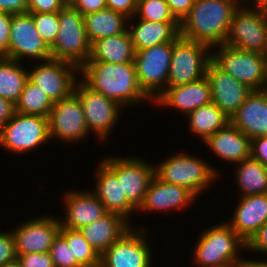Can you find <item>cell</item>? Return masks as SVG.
I'll return each instance as SVG.
<instances>
[{
  "label": "cell",
  "mask_w": 267,
  "mask_h": 267,
  "mask_svg": "<svg viewBox=\"0 0 267 267\" xmlns=\"http://www.w3.org/2000/svg\"><path fill=\"white\" fill-rule=\"evenodd\" d=\"M1 267H22L20 261L18 260V258H16L13 261L7 262L6 264H4Z\"/></svg>",
  "instance_id": "f5cc1de1"
},
{
  "label": "cell",
  "mask_w": 267,
  "mask_h": 267,
  "mask_svg": "<svg viewBox=\"0 0 267 267\" xmlns=\"http://www.w3.org/2000/svg\"><path fill=\"white\" fill-rule=\"evenodd\" d=\"M251 252H260L267 255V221L258 229L247 242V248Z\"/></svg>",
  "instance_id": "7bdbcfd3"
},
{
  "label": "cell",
  "mask_w": 267,
  "mask_h": 267,
  "mask_svg": "<svg viewBox=\"0 0 267 267\" xmlns=\"http://www.w3.org/2000/svg\"><path fill=\"white\" fill-rule=\"evenodd\" d=\"M63 7L60 0H28L29 13L59 12Z\"/></svg>",
  "instance_id": "60d3db41"
},
{
  "label": "cell",
  "mask_w": 267,
  "mask_h": 267,
  "mask_svg": "<svg viewBox=\"0 0 267 267\" xmlns=\"http://www.w3.org/2000/svg\"><path fill=\"white\" fill-rule=\"evenodd\" d=\"M94 194L107 212L115 213L127 220L137 208L127 199L118 177L103 163L97 168Z\"/></svg>",
  "instance_id": "603a6c76"
},
{
  "label": "cell",
  "mask_w": 267,
  "mask_h": 267,
  "mask_svg": "<svg viewBox=\"0 0 267 267\" xmlns=\"http://www.w3.org/2000/svg\"><path fill=\"white\" fill-rule=\"evenodd\" d=\"M194 260L199 267H221L242 264L238 250H247V243L228 223L207 228L194 247Z\"/></svg>",
  "instance_id": "3957f363"
},
{
  "label": "cell",
  "mask_w": 267,
  "mask_h": 267,
  "mask_svg": "<svg viewBox=\"0 0 267 267\" xmlns=\"http://www.w3.org/2000/svg\"><path fill=\"white\" fill-rule=\"evenodd\" d=\"M36 29L43 40L51 47L59 31L58 12L52 13H31Z\"/></svg>",
  "instance_id": "d590c367"
},
{
  "label": "cell",
  "mask_w": 267,
  "mask_h": 267,
  "mask_svg": "<svg viewBox=\"0 0 267 267\" xmlns=\"http://www.w3.org/2000/svg\"><path fill=\"white\" fill-rule=\"evenodd\" d=\"M83 16L106 9V0H76L72 6Z\"/></svg>",
  "instance_id": "bcb514c9"
},
{
  "label": "cell",
  "mask_w": 267,
  "mask_h": 267,
  "mask_svg": "<svg viewBox=\"0 0 267 267\" xmlns=\"http://www.w3.org/2000/svg\"><path fill=\"white\" fill-rule=\"evenodd\" d=\"M237 186L243 196L267 193V167L249 157L237 163Z\"/></svg>",
  "instance_id": "4dcf8cb0"
},
{
  "label": "cell",
  "mask_w": 267,
  "mask_h": 267,
  "mask_svg": "<svg viewBox=\"0 0 267 267\" xmlns=\"http://www.w3.org/2000/svg\"><path fill=\"white\" fill-rule=\"evenodd\" d=\"M22 267H54L50 252L17 255Z\"/></svg>",
  "instance_id": "f35d334b"
},
{
  "label": "cell",
  "mask_w": 267,
  "mask_h": 267,
  "mask_svg": "<svg viewBox=\"0 0 267 267\" xmlns=\"http://www.w3.org/2000/svg\"><path fill=\"white\" fill-rule=\"evenodd\" d=\"M242 267H267V260H246L244 258V261L242 263Z\"/></svg>",
  "instance_id": "681fc988"
},
{
  "label": "cell",
  "mask_w": 267,
  "mask_h": 267,
  "mask_svg": "<svg viewBox=\"0 0 267 267\" xmlns=\"http://www.w3.org/2000/svg\"><path fill=\"white\" fill-rule=\"evenodd\" d=\"M65 214L60 220L63 228L79 230L88 224L100 219L108 212L94 192L69 191L64 194Z\"/></svg>",
  "instance_id": "ffe728a7"
},
{
  "label": "cell",
  "mask_w": 267,
  "mask_h": 267,
  "mask_svg": "<svg viewBox=\"0 0 267 267\" xmlns=\"http://www.w3.org/2000/svg\"><path fill=\"white\" fill-rule=\"evenodd\" d=\"M12 14L0 12V57L8 58V44Z\"/></svg>",
  "instance_id": "ab89813d"
},
{
  "label": "cell",
  "mask_w": 267,
  "mask_h": 267,
  "mask_svg": "<svg viewBox=\"0 0 267 267\" xmlns=\"http://www.w3.org/2000/svg\"><path fill=\"white\" fill-rule=\"evenodd\" d=\"M260 94L265 98L267 101V78L266 80L261 84L259 90Z\"/></svg>",
  "instance_id": "816d5d0a"
},
{
  "label": "cell",
  "mask_w": 267,
  "mask_h": 267,
  "mask_svg": "<svg viewBox=\"0 0 267 267\" xmlns=\"http://www.w3.org/2000/svg\"><path fill=\"white\" fill-rule=\"evenodd\" d=\"M128 224V221L122 216L108 212L79 231L94 250L101 255L131 228Z\"/></svg>",
  "instance_id": "484cf974"
},
{
  "label": "cell",
  "mask_w": 267,
  "mask_h": 267,
  "mask_svg": "<svg viewBox=\"0 0 267 267\" xmlns=\"http://www.w3.org/2000/svg\"><path fill=\"white\" fill-rule=\"evenodd\" d=\"M80 72L87 87L121 106L151 100L138 84L134 62H86Z\"/></svg>",
  "instance_id": "7a4b0ae2"
},
{
  "label": "cell",
  "mask_w": 267,
  "mask_h": 267,
  "mask_svg": "<svg viewBox=\"0 0 267 267\" xmlns=\"http://www.w3.org/2000/svg\"><path fill=\"white\" fill-rule=\"evenodd\" d=\"M50 255L53 260L54 267H81L66 241L59 233L52 243Z\"/></svg>",
  "instance_id": "8d00e7d4"
},
{
  "label": "cell",
  "mask_w": 267,
  "mask_h": 267,
  "mask_svg": "<svg viewBox=\"0 0 267 267\" xmlns=\"http://www.w3.org/2000/svg\"><path fill=\"white\" fill-rule=\"evenodd\" d=\"M121 182L123 193L138 209L143 203L149 184L155 176V165L151 166L136 157H105L101 160Z\"/></svg>",
  "instance_id": "8fae6325"
},
{
  "label": "cell",
  "mask_w": 267,
  "mask_h": 267,
  "mask_svg": "<svg viewBox=\"0 0 267 267\" xmlns=\"http://www.w3.org/2000/svg\"><path fill=\"white\" fill-rule=\"evenodd\" d=\"M136 15L151 22H179L165 0H138Z\"/></svg>",
  "instance_id": "e575fe53"
},
{
  "label": "cell",
  "mask_w": 267,
  "mask_h": 267,
  "mask_svg": "<svg viewBox=\"0 0 267 267\" xmlns=\"http://www.w3.org/2000/svg\"><path fill=\"white\" fill-rule=\"evenodd\" d=\"M127 21L128 17L108 8L85 15L84 24L90 44L123 33L127 30V25H130Z\"/></svg>",
  "instance_id": "f1b7e54d"
},
{
  "label": "cell",
  "mask_w": 267,
  "mask_h": 267,
  "mask_svg": "<svg viewBox=\"0 0 267 267\" xmlns=\"http://www.w3.org/2000/svg\"><path fill=\"white\" fill-rule=\"evenodd\" d=\"M138 0H106V7L119 12L130 20L135 17Z\"/></svg>",
  "instance_id": "b9f144b4"
},
{
  "label": "cell",
  "mask_w": 267,
  "mask_h": 267,
  "mask_svg": "<svg viewBox=\"0 0 267 267\" xmlns=\"http://www.w3.org/2000/svg\"><path fill=\"white\" fill-rule=\"evenodd\" d=\"M206 77L211 86L212 102L229 118L253 91L222 71L212 61L208 64Z\"/></svg>",
  "instance_id": "ac0fdd59"
},
{
  "label": "cell",
  "mask_w": 267,
  "mask_h": 267,
  "mask_svg": "<svg viewBox=\"0 0 267 267\" xmlns=\"http://www.w3.org/2000/svg\"><path fill=\"white\" fill-rule=\"evenodd\" d=\"M0 12L13 15L28 12V0H0Z\"/></svg>",
  "instance_id": "7dc6e473"
},
{
  "label": "cell",
  "mask_w": 267,
  "mask_h": 267,
  "mask_svg": "<svg viewBox=\"0 0 267 267\" xmlns=\"http://www.w3.org/2000/svg\"><path fill=\"white\" fill-rule=\"evenodd\" d=\"M171 13L181 22L189 13L195 0H165Z\"/></svg>",
  "instance_id": "ee69618b"
},
{
  "label": "cell",
  "mask_w": 267,
  "mask_h": 267,
  "mask_svg": "<svg viewBox=\"0 0 267 267\" xmlns=\"http://www.w3.org/2000/svg\"><path fill=\"white\" fill-rule=\"evenodd\" d=\"M52 106L53 102L45 92L28 79L15 103V110L21 114L48 117Z\"/></svg>",
  "instance_id": "d6a6232c"
},
{
  "label": "cell",
  "mask_w": 267,
  "mask_h": 267,
  "mask_svg": "<svg viewBox=\"0 0 267 267\" xmlns=\"http://www.w3.org/2000/svg\"><path fill=\"white\" fill-rule=\"evenodd\" d=\"M154 169L158 179L187 188L196 197L203 190H207L206 187L218 175V171L212 165L184 153L170 156Z\"/></svg>",
  "instance_id": "5b68a950"
},
{
  "label": "cell",
  "mask_w": 267,
  "mask_h": 267,
  "mask_svg": "<svg viewBox=\"0 0 267 267\" xmlns=\"http://www.w3.org/2000/svg\"><path fill=\"white\" fill-rule=\"evenodd\" d=\"M11 232L15 240L16 255L49 252L60 233V220L52 216L35 218L20 224Z\"/></svg>",
  "instance_id": "e0dca14e"
},
{
  "label": "cell",
  "mask_w": 267,
  "mask_h": 267,
  "mask_svg": "<svg viewBox=\"0 0 267 267\" xmlns=\"http://www.w3.org/2000/svg\"><path fill=\"white\" fill-rule=\"evenodd\" d=\"M172 50L173 41L135 51L134 65L138 84L153 101L167 87Z\"/></svg>",
  "instance_id": "ba28073f"
},
{
  "label": "cell",
  "mask_w": 267,
  "mask_h": 267,
  "mask_svg": "<svg viewBox=\"0 0 267 267\" xmlns=\"http://www.w3.org/2000/svg\"><path fill=\"white\" fill-rule=\"evenodd\" d=\"M19 61L0 57V97L12 101H18L28 80L26 71Z\"/></svg>",
  "instance_id": "1f68e13d"
},
{
  "label": "cell",
  "mask_w": 267,
  "mask_h": 267,
  "mask_svg": "<svg viewBox=\"0 0 267 267\" xmlns=\"http://www.w3.org/2000/svg\"><path fill=\"white\" fill-rule=\"evenodd\" d=\"M64 6L72 7L76 0H60Z\"/></svg>",
  "instance_id": "db71d44e"
},
{
  "label": "cell",
  "mask_w": 267,
  "mask_h": 267,
  "mask_svg": "<svg viewBox=\"0 0 267 267\" xmlns=\"http://www.w3.org/2000/svg\"><path fill=\"white\" fill-rule=\"evenodd\" d=\"M140 231L131 227L105 250L100 255V267H152L151 247Z\"/></svg>",
  "instance_id": "9a60e30c"
},
{
  "label": "cell",
  "mask_w": 267,
  "mask_h": 267,
  "mask_svg": "<svg viewBox=\"0 0 267 267\" xmlns=\"http://www.w3.org/2000/svg\"><path fill=\"white\" fill-rule=\"evenodd\" d=\"M251 157L267 167V136L251 140Z\"/></svg>",
  "instance_id": "f6af8a7d"
},
{
  "label": "cell",
  "mask_w": 267,
  "mask_h": 267,
  "mask_svg": "<svg viewBox=\"0 0 267 267\" xmlns=\"http://www.w3.org/2000/svg\"><path fill=\"white\" fill-rule=\"evenodd\" d=\"M59 31L50 47L51 57L80 69L88 60L91 44L87 38L84 16L73 7L64 6L59 12Z\"/></svg>",
  "instance_id": "277c9868"
},
{
  "label": "cell",
  "mask_w": 267,
  "mask_h": 267,
  "mask_svg": "<svg viewBox=\"0 0 267 267\" xmlns=\"http://www.w3.org/2000/svg\"><path fill=\"white\" fill-rule=\"evenodd\" d=\"M128 29L135 51L175 41L180 36V22L140 20Z\"/></svg>",
  "instance_id": "4316f807"
},
{
  "label": "cell",
  "mask_w": 267,
  "mask_h": 267,
  "mask_svg": "<svg viewBox=\"0 0 267 267\" xmlns=\"http://www.w3.org/2000/svg\"><path fill=\"white\" fill-rule=\"evenodd\" d=\"M135 49L128 29L116 36L96 40L91 44L87 62L130 63L134 62Z\"/></svg>",
  "instance_id": "83f0119b"
},
{
  "label": "cell",
  "mask_w": 267,
  "mask_h": 267,
  "mask_svg": "<svg viewBox=\"0 0 267 267\" xmlns=\"http://www.w3.org/2000/svg\"><path fill=\"white\" fill-rule=\"evenodd\" d=\"M48 126L50 139L55 137L71 143L87 137L89 130L86 125L83 107L74 92L63 100L53 103L48 116Z\"/></svg>",
  "instance_id": "5bb4252c"
},
{
  "label": "cell",
  "mask_w": 267,
  "mask_h": 267,
  "mask_svg": "<svg viewBox=\"0 0 267 267\" xmlns=\"http://www.w3.org/2000/svg\"><path fill=\"white\" fill-rule=\"evenodd\" d=\"M33 68L28 72V79L40 87L53 103L63 100L73 92L78 80L76 73L79 71L75 65L50 59Z\"/></svg>",
  "instance_id": "2e32d148"
},
{
  "label": "cell",
  "mask_w": 267,
  "mask_h": 267,
  "mask_svg": "<svg viewBox=\"0 0 267 267\" xmlns=\"http://www.w3.org/2000/svg\"><path fill=\"white\" fill-rule=\"evenodd\" d=\"M204 142L218 157L235 164L251 157V139L231 122Z\"/></svg>",
  "instance_id": "cb8c5ba5"
},
{
  "label": "cell",
  "mask_w": 267,
  "mask_h": 267,
  "mask_svg": "<svg viewBox=\"0 0 267 267\" xmlns=\"http://www.w3.org/2000/svg\"><path fill=\"white\" fill-rule=\"evenodd\" d=\"M52 59L51 50L38 33L31 13L12 14L10 28L8 59L21 62L23 58Z\"/></svg>",
  "instance_id": "4fadbf2b"
},
{
  "label": "cell",
  "mask_w": 267,
  "mask_h": 267,
  "mask_svg": "<svg viewBox=\"0 0 267 267\" xmlns=\"http://www.w3.org/2000/svg\"><path fill=\"white\" fill-rule=\"evenodd\" d=\"M221 267H242V264H236V265H224Z\"/></svg>",
  "instance_id": "11a10c76"
},
{
  "label": "cell",
  "mask_w": 267,
  "mask_h": 267,
  "mask_svg": "<svg viewBox=\"0 0 267 267\" xmlns=\"http://www.w3.org/2000/svg\"><path fill=\"white\" fill-rule=\"evenodd\" d=\"M225 45L267 55V10L239 6L233 15Z\"/></svg>",
  "instance_id": "9c48e42d"
},
{
  "label": "cell",
  "mask_w": 267,
  "mask_h": 267,
  "mask_svg": "<svg viewBox=\"0 0 267 267\" xmlns=\"http://www.w3.org/2000/svg\"><path fill=\"white\" fill-rule=\"evenodd\" d=\"M212 102L211 86L206 76L184 85L166 87L154 100L155 104L171 106L189 115L195 109Z\"/></svg>",
  "instance_id": "d6986e66"
},
{
  "label": "cell",
  "mask_w": 267,
  "mask_h": 267,
  "mask_svg": "<svg viewBox=\"0 0 267 267\" xmlns=\"http://www.w3.org/2000/svg\"><path fill=\"white\" fill-rule=\"evenodd\" d=\"M17 258L12 232H0V267Z\"/></svg>",
  "instance_id": "74e56055"
},
{
  "label": "cell",
  "mask_w": 267,
  "mask_h": 267,
  "mask_svg": "<svg viewBox=\"0 0 267 267\" xmlns=\"http://www.w3.org/2000/svg\"><path fill=\"white\" fill-rule=\"evenodd\" d=\"M230 122L251 140L267 136V101L259 91H252Z\"/></svg>",
  "instance_id": "d4e9b609"
},
{
  "label": "cell",
  "mask_w": 267,
  "mask_h": 267,
  "mask_svg": "<svg viewBox=\"0 0 267 267\" xmlns=\"http://www.w3.org/2000/svg\"><path fill=\"white\" fill-rule=\"evenodd\" d=\"M50 141L48 117L15 112L0 129V146L16 154L35 149Z\"/></svg>",
  "instance_id": "30bf717a"
},
{
  "label": "cell",
  "mask_w": 267,
  "mask_h": 267,
  "mask_svg": "<svg viewBox=\"0 0 267 267\" xmlns=\"http://www.w3.org/2000/svg\"><path fill=\"white\" fill-rule=\"evenodd\" d=\"M60 234L66 239L72 255L81 267H100V254L85 240L79 230L61 227Z\"/></svg>",
  "instance_id": "836d02e7"
},
{
  "label": "cell",
  "mask_w": 267,
  "mask_h": 267,
  "mask_svg": "<svg viewBox=\"0 0 267 267\" xmlns=\"http://www.w3.org/2000/svg\"><path fill=\"white\" fill-rule=\"evenodd\" d=\"M15 104L5 98L0 97V129L15 114Z\"/></svg>",
  "instance_id": "c3c4849f"
},
{
  "label": "cell",
  "mask_w": 267,
  "mask_h": 267,
  "mask_svg": "<svg viewBox=\"0 0 267 267\" xmlns=\"http://www.w3.org/2000/svg\"><path fill=\"white\" fill-rule=\"evenodd\" d=\"M240 3L242 1L195 0L190 13L180 22V35L211 48L225 44Z\"/></svg>",
  "instance_id": "6da1fadb"
},
{
  "label": "cell",
  "mask_w": 267,
  "mask_h": 267,
  "mask_svg": "<svg viewBox=\"0 0 267 267\" xmlns=\"http://www.w3.org/2000/svg\"><path fill=\"white\" fill-rule=\"evenodd\" d=\"M209 49L210 46L181 35L173 41L167 87L192 83L206 76L208 64L212 61Z\"/></svg>",
  "instance_id": "8992f818"
},
{
  "label": "cell",
  "mask_w": 267,
  "mask_h": 267,
  "mask_svg": "<svg viewBox=\"0 0 267 267\" xmlns=\"http://www.w3.org/2000/svg\"><path fill=\"white\" fill-rule=\"evenodd\" d=\"M212 54V62L238 82L258 91L267 78V55L218 45Z\"/></svg>",
  "instance_id": "52a82bcc"
},
{
  "label": "cell",
  "mask_w": 267,
  "mask_h": 267,
  "mask_svg": "<svg viewBox=\"0 0 267 267\" xmlns=\"http://www.w3.org/2000/svg\"><path fill=\"white\" fill-rule=\"evenodd\" d=\"M255 4H252L254 5L253 6V9H263V10H267V0H254ZM246 2L249 3L248 0H246Z\"/></svg>",
  "instance_id": "f907efd6"
},
{
  "label": "cell",
  "mask_w": 267,
  "mask_h": 267,
  "mask_svg": "<svg viewBox=\"0 0 267 267\" xmlns=\"http://www.w3.org/2000/svg\"><path fill=\"white\" fill-rule=\"evenodd\" d=\"M196 196L187 188L168 183L153 177L145 193L143 203L137 210L142 211H165L186 208L192 203Z\"/></svg>",
  "instance_id": "44dd1931"
},
{
  "label": "cell",
  "mask_w": 267,
  "mask_h": 267,
  "mask_svg": "<svg viewBox=\"0 0 267 267\" xmlns=\"http://www.w3.org/2000/svg\"><path fill=\"white\" fill-rule=\"evenodd\" d=\"M186 118H189V129L203 141L230 122V118L213 102L195 109Z\"/></svg>",
  "instance_id": "f546056e"
},
{
  "label": "cell",
  "mask_w": 267,
  "mask_h": 267,
  "mask_svg": "<svg viewBox=\"0 0 267 267\" xmlns=\"http://www.w3.org/2000/svg\"><path fill=\"white\" fill-rule=\"evenodd\" d=\"M73 92L82 104L89 133L95 131L99 139L105 140L118 120L121 105L91 90L82 81H76Z\"/></svg>",
  "instance_id": "7c38bea8"
},
{
  "label": "cell",
  "mask_w": 267,
  "mask_h": 267,
  "mask_svg": "<svg viewBox=\"0 0 267 267\" xmlns=\"http://www.w3.org/2000/svg\"><path fill=\"white\" fill-rule=\"evenodd\" d=\"M239 199L232 220L227 223L247 243L267 221V193Z\"/></svg>",
  "instance_id": "7402d4cb"
}]
</instances>
